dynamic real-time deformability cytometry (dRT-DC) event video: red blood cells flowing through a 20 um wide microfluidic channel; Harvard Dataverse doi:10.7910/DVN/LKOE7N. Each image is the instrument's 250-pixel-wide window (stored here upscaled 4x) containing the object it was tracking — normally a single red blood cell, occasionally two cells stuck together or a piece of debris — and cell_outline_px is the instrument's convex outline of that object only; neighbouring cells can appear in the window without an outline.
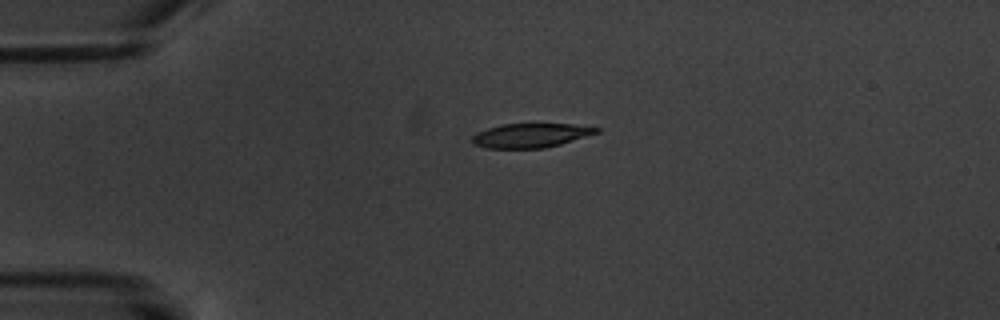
{"species": "common noctule bat (a hibernating species)", "species_latin": "Nyctalus noctula", "temperature_condition": "warm", "stored_images_in_passage": 2, "camera_frame_rate_fps": 3000, "um_per_image_px": 0.085, "animal": {"sex": "male", "body_mass_g": 20.1, "forearm_length_mm": 53.5}, "frame": {"image": 1, "passage_image": 1, "time_ms": 0.0, "image_size_px": [1000, 320], "cell_outline_px": [[600, 132], [560, 144], [544, 148], [484, 148], [472, 144], [472, 136], [476, 132], [488, 128], [504, 124], [572, 124], [600, 128]], "centroid_in_image_um": [45.08, 11.51], "position_along_channel_um": 39.9, "area_um2": 17.46}}